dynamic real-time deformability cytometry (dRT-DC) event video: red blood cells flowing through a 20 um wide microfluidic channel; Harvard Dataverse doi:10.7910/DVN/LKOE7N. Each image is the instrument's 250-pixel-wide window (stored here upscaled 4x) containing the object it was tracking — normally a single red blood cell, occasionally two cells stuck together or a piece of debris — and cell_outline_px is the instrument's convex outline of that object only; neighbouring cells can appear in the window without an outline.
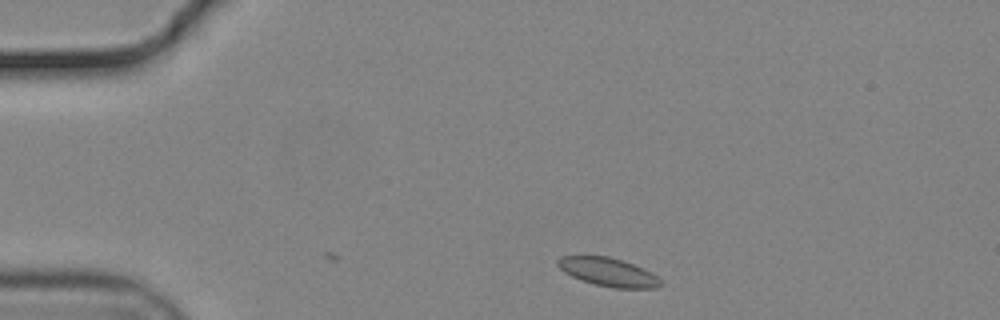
{"species": "common noctule bat (a hibernating species)", "species_latin": "Nyctalus noctula", "temperature_condition": "cold", "stored_images_in_passage": 2, "camera_frame_rate_fps": 3000, "um_per_image_px": 0.085, "animal": {"sex": "male", "body_mass_g": 19.2, "forearm_length_mm": 51.8}, "frame": {"image": 1, "passage_image": 2, "time_ms": 0.333, "image_size_px": [1000, 320], "cell_outline_px": [[660, 284], [656, 288], [612, 288], [596, 284], [572, 276], [564, 272], [556, 264], [556, 260], [560, 256], [580, 252], [608, 256], [624, 260], [644, 268], [652, 272], [660, 280]], "centroid_in_image_um": [51.61, 23.05], "position_along_channel_um": 33.4, "area_um2": 17.69}}